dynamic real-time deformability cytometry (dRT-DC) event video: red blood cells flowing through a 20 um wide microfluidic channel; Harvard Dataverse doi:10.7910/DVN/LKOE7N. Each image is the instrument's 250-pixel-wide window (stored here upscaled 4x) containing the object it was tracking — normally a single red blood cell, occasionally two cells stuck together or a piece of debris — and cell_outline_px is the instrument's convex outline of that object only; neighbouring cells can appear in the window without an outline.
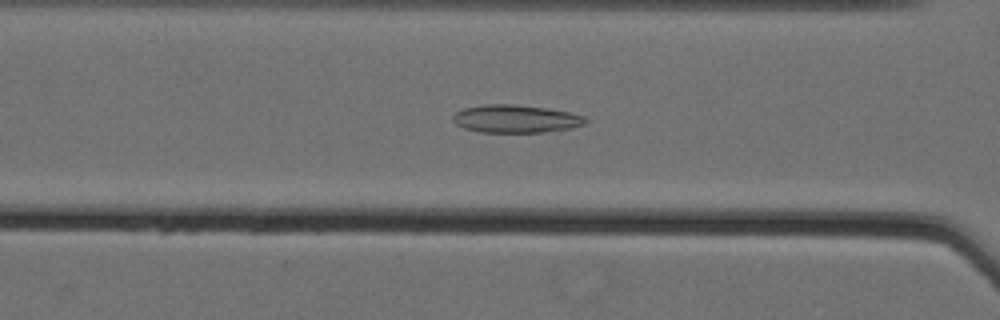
{"species": "Egyptian fruit bat (a non-hibernating species)", "species_latin": "Rousettus aegyptiacus", "temperature_condition": "cold", "stored_images_in_passage": 60, "camera_frame_rate_fps": 3000, "um_per_image_px": 0.085, "animal": {"sex": "female"}, "frame": {"image": 1, "passage_image": 29, "time_ms": 9.333, "image_size_px": [1000, 320], "cell_outline_px": [[588, 120], [584, 124], [572, 128], [544, 132], [480, 132], [464, 128], [456, 124], [452, 120], [452, 116], [456, 112], [464, 108], [484, 104], [512, 104], [548, 108], [568, 112], [584, 116]], "centroid_in_image_um": [43.83, 10.1], "position_along_channel_um": 122.8, "area_um2": 21.56}}
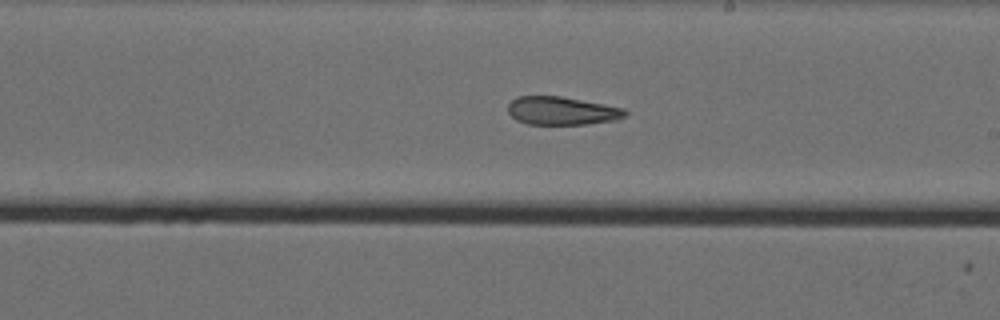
{"frame": {"image": 2, "passage_image": 39, "time_ms": 12.667, "image_size_px": [1000, 320], "cell_outline_px": [[628, 112], [620, 120], [588, 124], [528, 124], [516, 120], [508, 112], [508, 104], [516, 96], [560, 96], [604, 104], [624, 108]], "centroid_in_image_um": [47.77, 9.42], "position_along_channel_um": 241.2, "area_um2": 19.36}}
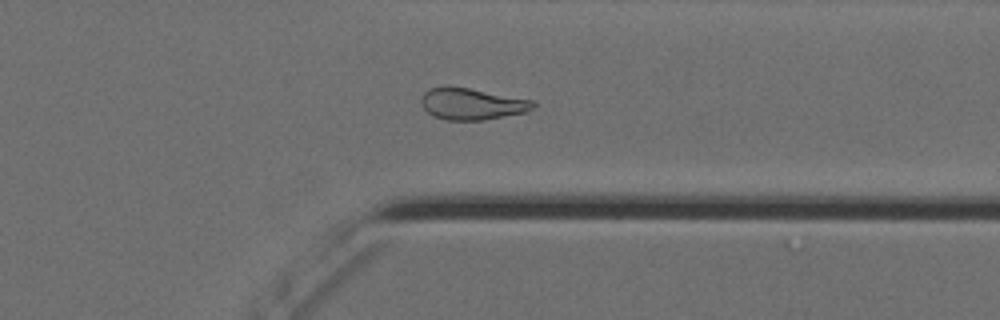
{"frame": {"image": 3, "passage_image": 50, "time_ms": 16.333, "image_size_px": [1000, 320], "cell_outline_px": [[536, 104], [528, 112], [484, 120], [444, 120], [432, 116], [424, 108], [420, 100], [420, 96], [428, 88], [444, 84], [448, 84], [532, 100]], "centroid_in_image_um": [40.04, 8.81], "position_along_channel_um": 371.4, "area_um2": 21.04}, "authors_computed_cell_mechanics": {"area_um2": 22.8888, "velocity_mm_per_s": 3.5605, "shape_relaxation_time_tau1_ms": null, "shape_relaxation_time_tau2_ms": 5.0899, "deformation_change_tau1": null, "deformation_change_tau2": 0.131}}